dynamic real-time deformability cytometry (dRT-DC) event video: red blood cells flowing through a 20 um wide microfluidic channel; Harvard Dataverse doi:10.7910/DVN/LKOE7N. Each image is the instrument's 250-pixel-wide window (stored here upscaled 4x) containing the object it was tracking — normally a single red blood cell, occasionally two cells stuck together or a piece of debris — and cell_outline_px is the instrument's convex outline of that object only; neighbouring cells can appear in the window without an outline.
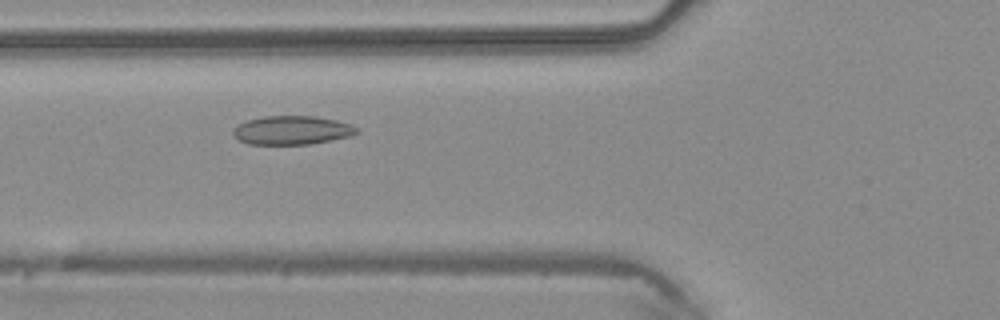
{"species": "common noctule bat (a hibernating species)", "species_latin": "Nyctalus noctula", "temperature_condition": "warm", "stored_images_in_passage": 36, "camera_frame_rate_fps": 3000, "um_per_image_px": 0.085, "animal": {"sex": "male", "body_mass_g": 20.4}, "frame": {"image": 1, "passage_image": 6, "time_ms": 1.667, "image_size_px": [1000, 320], "cell_outline_px": [[360, 132], [352, 136], [312, 144], [248, 144], [240, 140], [232, 132], [232, 128], [236, 124], [248, 120], [264, 116], [316, 116], [336, 120], [352, 124], [360, 128]], "centroid_in_image_um": [24.87, 11.06], "position_along_channel_um": 100.9, "area_um2": 20.98}}
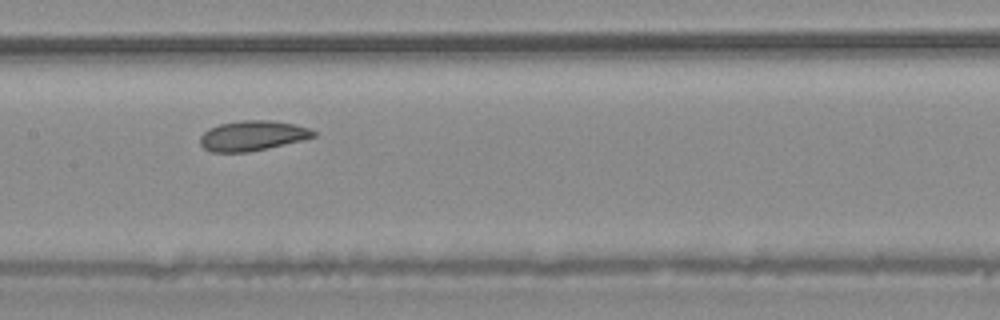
{"frame": {"image": 2, "passage_image": 12, "time_ms": 3.667, "image_size_px": [1000, 320], "cell_outline_px": [[316, 136], [268, 148], [248, 152], [212, 152], [204, 148], [200, 144], [200, 136], [208, 128], [220, 124], [240, 120], [272, 120], [292, 124], [308, 128], [316, 132]], "centroid_in_image_um": [21.42, 11.53], "position_along_channel_um": 186.0, "area_um2": 19.71}}
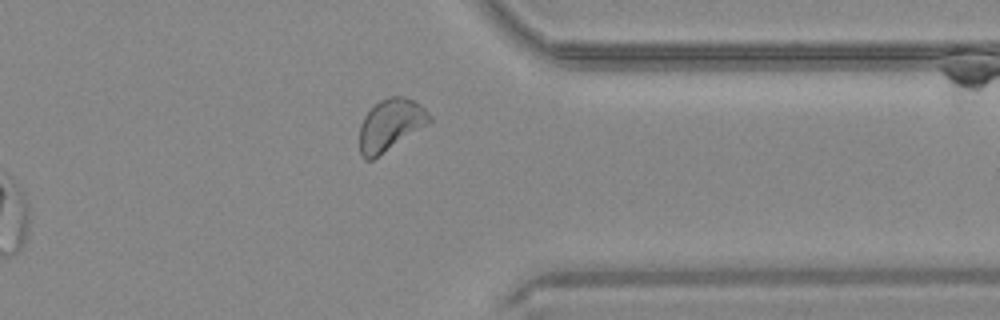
{"frame": {"image": 3, "passage_image": 26, "time_ms": 8.333, "image_size_px": [1000, 320], "cell_outline_px": [[432, 120], [372, 160], [364, 160], [360, 156], [360, 124], [364, 116], [380, 100], [388, 96], [404, 96], [420, 104], [432, 116]], "centroid_in_image_um": [33.16, 10.6], "position_along_channel_um": 378.2, "area_um2": 20.69}}